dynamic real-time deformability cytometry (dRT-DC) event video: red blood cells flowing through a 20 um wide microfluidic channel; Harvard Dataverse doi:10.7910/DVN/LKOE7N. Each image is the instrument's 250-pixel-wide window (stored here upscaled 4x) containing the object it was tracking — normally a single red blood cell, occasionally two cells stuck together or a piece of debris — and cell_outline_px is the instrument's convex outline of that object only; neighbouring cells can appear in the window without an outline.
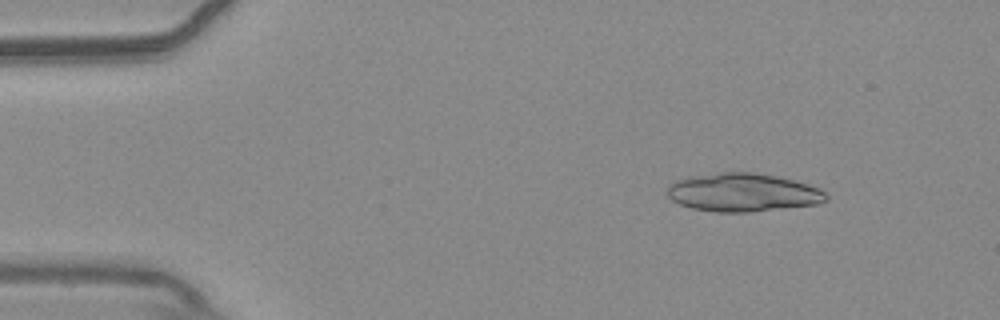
{"species": "common noctule bat (a hibernating species)", "species_latin": "Nyctalus noctula", "temperature_condition": "warm", "stored_images_in_passage": 23, "camera_frame_rate_fps": 3000, "um_per_image_px": 0.085, "animal": {"sex": "male", "body_mass_g": 20.4}, "frame": {"image": 1, "passage_image": 6, "time_ms": 1.667, "image_size_px": [1000, 320], "cell_outline_px": [[828, 200], [816, 204], [748, 212], [716, 212], [692, 208], [680, 204], [672, 200], [668, 196], [668, 184], [676, 180], [688, 176], [720, 172], [756, 172], [776, 176], [808, 184], [820, 188], [828, 196]], "centroid_in_image_um": [63.12, 16.35], "position_along_channel_um": 21.9, "area_um2": 35.49}}